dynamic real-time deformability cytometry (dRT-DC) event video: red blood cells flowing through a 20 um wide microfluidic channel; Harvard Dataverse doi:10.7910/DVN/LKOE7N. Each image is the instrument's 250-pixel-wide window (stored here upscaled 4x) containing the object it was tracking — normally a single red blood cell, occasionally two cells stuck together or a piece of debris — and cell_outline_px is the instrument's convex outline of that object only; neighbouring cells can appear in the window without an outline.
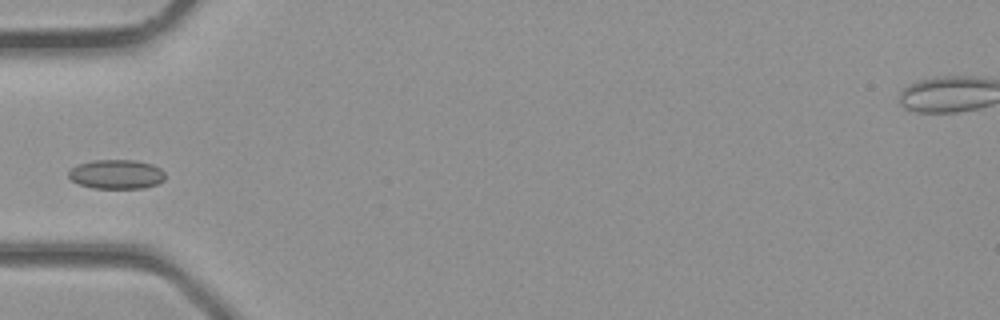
{"species": "common noctule bat (a hibernating species)", "species_latin": "Nyctalus noctula", "temperature_condition": "room temperature", "stored_images_in_passage": 3, "camera_frame_rate_fps": 3000, "um_per_image_px": 0.085, "animal": {"sex": "male", "body_mass_g": 23.1, "forearm_length_mm": 52.7}, "frame": {"image": 1, "passage_image": 3, "time_ms": 0.667, "image_size_px": [1000, 320], "cell_outline_px": [[164, 180], [156, 184], [144, 188], [92, 188], [80, 184], [72, 180], [68, 176], [68, 172], [76, 164], [92, 160], [136, 160], [152, 164], [160, 168], [164, 172]], "centroid_in_image_um": [9.89, 14.8], "position_along_channel_um": 75.1, "area_um2": 16.53}}